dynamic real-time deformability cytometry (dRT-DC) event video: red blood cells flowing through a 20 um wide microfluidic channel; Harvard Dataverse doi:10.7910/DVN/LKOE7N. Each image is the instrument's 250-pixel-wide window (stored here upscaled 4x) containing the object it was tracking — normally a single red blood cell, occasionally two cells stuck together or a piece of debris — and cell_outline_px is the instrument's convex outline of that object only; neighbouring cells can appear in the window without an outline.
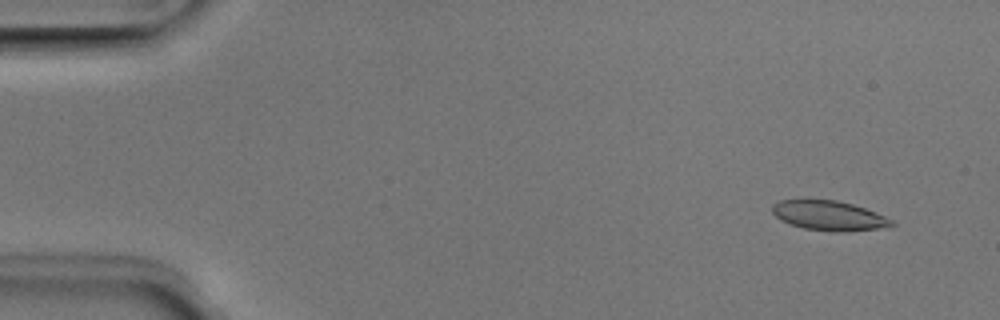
{"species": "Egyptian fruit bat (a non-hibernating species)", "species_latin": "Rousettus aegyptiacus", "temperature_condition": "room temperature", "stored_images_in_passage": 51, "camera_frame_rate_fps": 3000, "um_per_image_px": 0.085, "animal": {"sex": "male"}, "frame": {"image": 1, "passage_image": 4, "time_ms": 1.0, "image_size_px": [1000, 320], "cell_outline_px": [[896, 224], [888, 228], [844, 232], [836, 232], [804, 228], [780, 220], [772, 212], [772, 204], [780, 200], [836, 200], [852, 204], [876, 212], [892, 220]], "centroid_in_image_um": [70.51, 18.34], "position_along_channel_um": 14.5, "area_um2": 20.69}}
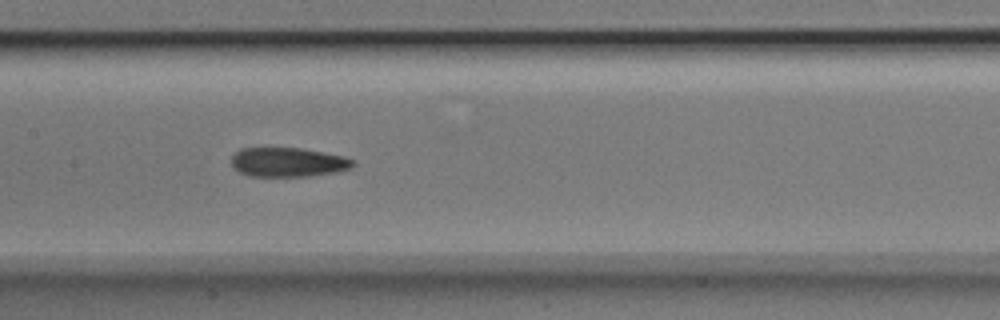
{"frame": {"image": 2, "passage_image": 25, "time_ms": 8.0, "image_size_px": [1000, 320], "cell_outline_px": [[356, 164], [352, 168], [336, 172], [308, 176], [248, 176], [232, 168], [232, 156], [240, 148], [300, 148], [324, 152], [344, 156], [356, 160]], "centroid_in_image_um": [24.51, 13.79], "position_along_channel_um": 182.9, "area_um2": 20.92}}
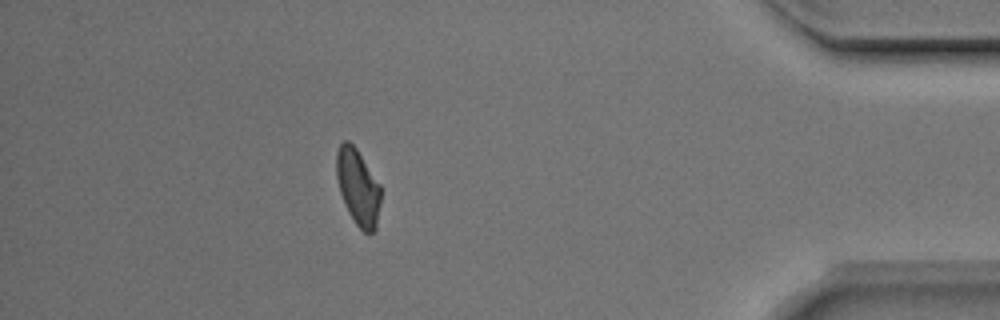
{"frame": {"image": 3, "passage_image": 45, "time_ms": 14.667, "image_size_px": [1000, 320], "cell_outline_px": [[380, 204], [376, 228], [372, 232], [364, 232], [356, 224], [348, 212], [340, 192], [336, 176], [336, 152], [340, 144], [344, 140], [348, 140], [356, 148], [380, 184]], "centroid_in_image_um": [30.42, 15.89], "position_along_channel_um": 404.8, "area_um2": 19.54}, "authors_computed_cell_mechanics": {"area_um2": 20.8658, "velocity_mm_per_s": 4.0094, "shape_relaxation_time_tau1_ms": null, "shape_relaxation_time_tau2_ms": 4.991, "deformation_change_tau1": null, "deformation_change_tau2": 0.1214}}